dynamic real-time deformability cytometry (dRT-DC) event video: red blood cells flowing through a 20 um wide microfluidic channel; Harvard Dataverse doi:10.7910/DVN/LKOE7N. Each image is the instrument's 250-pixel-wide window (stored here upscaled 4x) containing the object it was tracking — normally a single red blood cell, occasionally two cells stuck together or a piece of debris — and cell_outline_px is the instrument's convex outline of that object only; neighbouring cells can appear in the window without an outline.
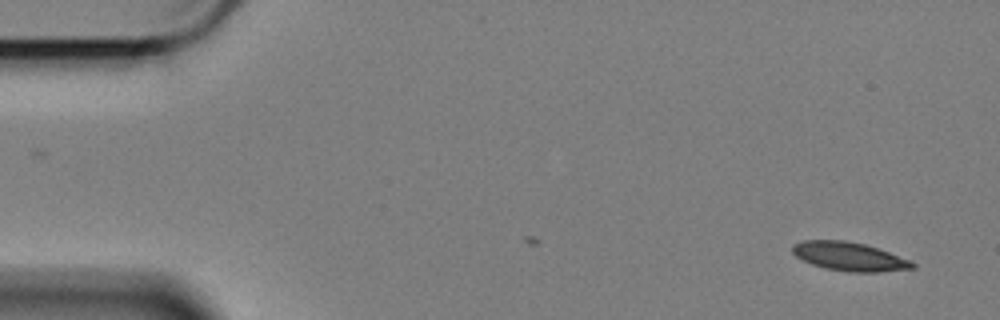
{"species": "Egyptian fruit bat (a non-hibernating species)", "species_latin": "Rousettus aegyptiacus", "temperature_condition": "cold", "stored_images_in_passage": 48, "camera_frame_rate_fps": 3000, "um_per_image_px": 0.085, "animal": {"sex": "female"}, "frame": {"image": 1, "passage_image": 1, "time_ms": 0.0, "image_size_px": [1000, 320], "cell_outline_px": [[916, 268], [880, 272], [848, 272], [824, 268], [812, 264], [796, 256], [792, 252], [792, 244], [800, 240], [844, 240], [864, 244], [912, 260], [916, 264]], "centroid_in_image_um": [72.2, 21.8], "position_along_channel_um": 12.8, "area_um2": 20.17}}
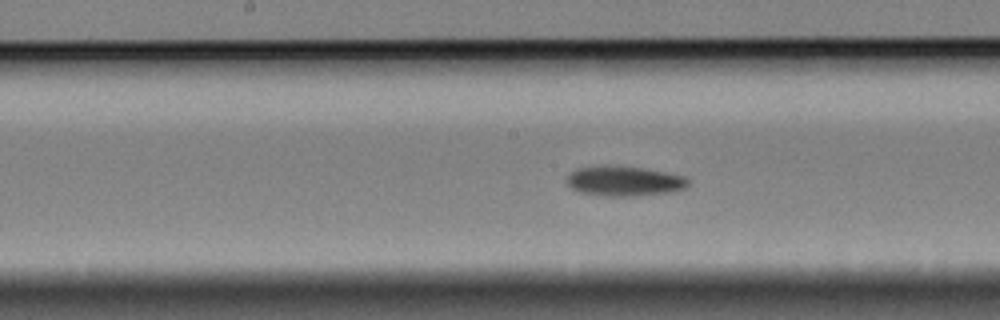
{"frame": {"image": 2, "passage_image": 27, "time_ms": 8.667, "image_size_px": [1000, 320], "cell_outline_px": [[692, 184], [684, 188], [672, 192], [636, 196], [604, 196], [580, 192], [572, 188], [568, 184], [568, 172], [576, 168], [604, 164], [644, 168], [688, 176]], "centroid_in_image_um": [53.1, 15.37], "position_along_channel_um": 195.1, "area_um2": 21.73}}
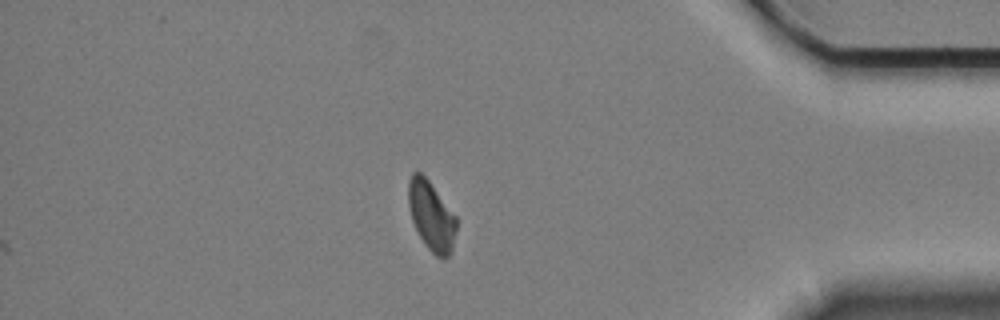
{"frame": {"image": 3, "passage_image": 48, "time_ms": 15.667, "image_size_px": [1000, 320], "cell_outline_px": [[456, 232], [452, 252], [448, 256], [436, 256], [424, 244], [412, 220], [408, 204], [408, 180], [412, 172], [420, 172], [428, 180], [456, 216]], "centroid_in_image_um": [36.66, 18.34], "position_along_channel_um": 398.5, "area_um2": 19.19}, "authors_computed_cell_mechanics": {"area_um2": 20.6635, "velocity_mm_per_s": 3.3889, "shape_relaxation_time_tau1_ms": 6.7027, "shape_relaxation_time_tau2_ms": null, "deformation_change_tau1": 0.1522, "deformation_change_tau2": null}}